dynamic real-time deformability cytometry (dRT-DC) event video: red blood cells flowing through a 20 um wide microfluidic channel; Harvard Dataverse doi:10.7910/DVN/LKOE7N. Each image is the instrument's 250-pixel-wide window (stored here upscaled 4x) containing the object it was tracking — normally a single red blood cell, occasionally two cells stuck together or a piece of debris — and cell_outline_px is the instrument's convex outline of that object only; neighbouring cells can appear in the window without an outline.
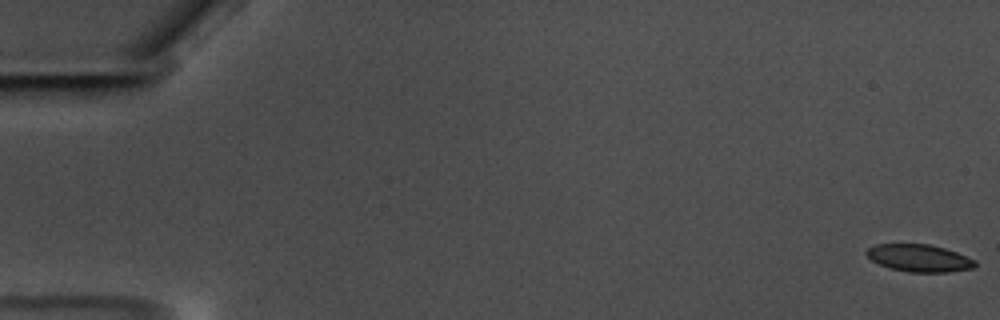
{"species": "common noctule bat (a hibernating species)", "species_latin": "Nyctalus noctula", "temperature_condition": "warm", "stored_images_in_passage": 24, "camera_frame_rate_fps": 3000, "um_per_image_px": 0.085, "animal": {"sex": "male", "body_mass_g": 17.5, "forearm_length_mm": 52.3}, "frame": {"image": 1, "passage_image": 1, "time_ms": 0.0, "image_size_px": [1000, 320], "cell_outline_px": [[976, 264], [972, 268], [948, 272], [908, 272], [888, 268], [872, 260], [864, 252], [868, 248], [876, 244], [928, 244], [944, 248], [956, 252], [976, 260]], "centroid_in_image_um": [78.11, 21.94], "position_along_channel_um": 6.9, "area_um2": 17.22}}
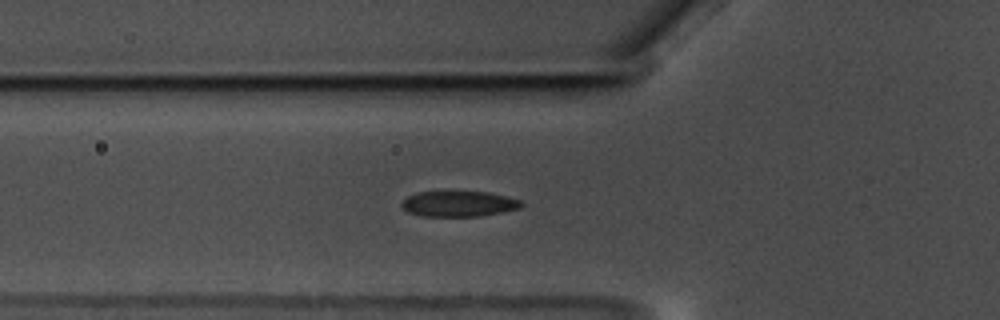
{"frame": {"image": 2, "passage_image": 22, "time_ms": 7.0, "image_size_px": [1000, 320], "cell_outline_px": [[524, 204], [520, 208], [504, 212], [480, 216], [424, 216], [408, 212], [400, 204], [408, 196], [416, 192], [488, 192], [508, 196], [520, 200]], "centroid_in_image_um": [39.04, 17.32], "position_along_channel_um": 86.8, "area_um2": 17.8}}